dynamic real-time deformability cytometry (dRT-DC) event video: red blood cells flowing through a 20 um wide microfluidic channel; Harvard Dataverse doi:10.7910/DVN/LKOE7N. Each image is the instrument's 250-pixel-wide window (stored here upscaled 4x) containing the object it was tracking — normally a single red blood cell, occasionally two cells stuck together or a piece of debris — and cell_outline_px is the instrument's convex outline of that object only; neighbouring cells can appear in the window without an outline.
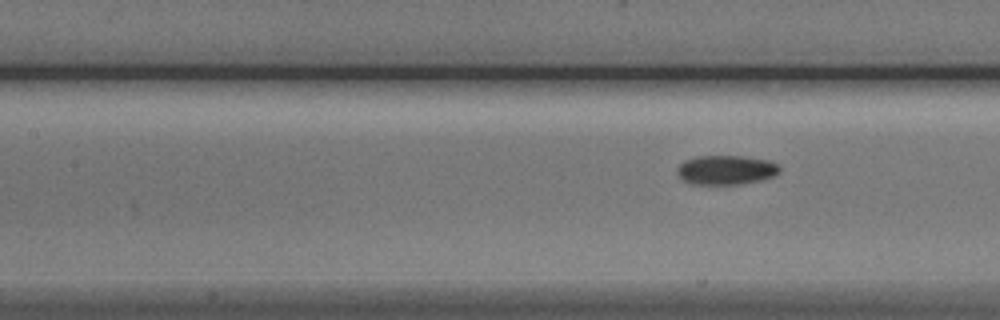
{"species": "Egyptian fruit bat (a non-hibernating species)", "species_latin": "Rousettus aegyptiacus", "temperature_condition": "cold", "stored_images_in_passage": 8, "segment_of_instrument_passage": [2, 2], "camera_frame_rate_fps": 3000, "um_per_image_px": 0.085, "animal": {"sex": "male"}, "frame": {"image": 1, "passage_image": 8, "time_ms": 9.333, "image_size_px": [1000, 320], "cell_outline_px": [[780, 172], [772, 176], [760, 180], [740, 184], [692, 184], [680, 180], [676, 172], [676, 168], [684, 160], [696, 156], [744, 156], [768, 160], [776, 164], [780, 168]], "centroid_in_image_um": [61.65, 14.44], "position_along_channel_um": 145.7, "area_um2": 17.63}}